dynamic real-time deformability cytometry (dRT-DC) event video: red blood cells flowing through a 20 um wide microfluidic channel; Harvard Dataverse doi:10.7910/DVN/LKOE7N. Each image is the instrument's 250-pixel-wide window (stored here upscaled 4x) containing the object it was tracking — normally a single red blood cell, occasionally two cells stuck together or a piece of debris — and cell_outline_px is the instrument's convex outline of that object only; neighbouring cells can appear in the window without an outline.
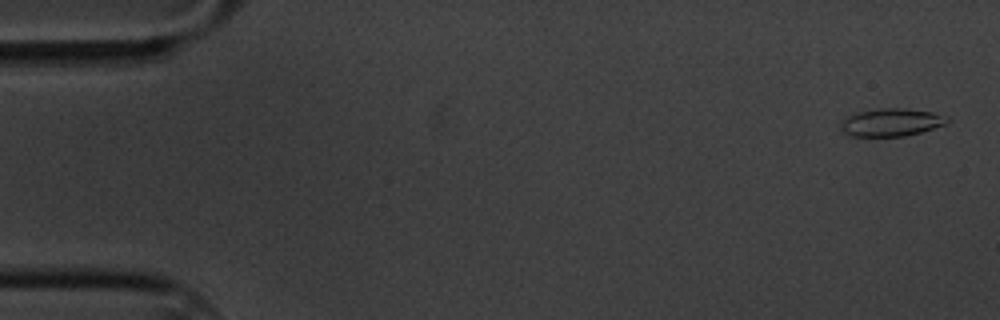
{"species": "common noctule bat (a hibernating species)", "species_latin": "Nyctalus noctula", "temperature_condition": "cold", "stored_images_in_passage": 10, "camera_frame_rate_fps": 3000, "um_per_image_px": 0.085, "animal": {"sex": "male", "body_mass_g": 20.1, "forearm_length_mm": 53.5}, "frame": {"image": 1, "passage_image": 2, "time_ms": 0.333, "image_size_px": [1000, 320], "cell_outline_px": [[948, 120], [944, 124], [920, 132], [904, 136], [852, 136], [840, 132], [840, 124], [848, 116], [860, 112], [880, 108], [904, 108], [932, 112], [948, 116]], "centroid_in_image_um": [75.73, 10.4], "position_along_channel_um": 9.3, "area_um2": 17.05}}